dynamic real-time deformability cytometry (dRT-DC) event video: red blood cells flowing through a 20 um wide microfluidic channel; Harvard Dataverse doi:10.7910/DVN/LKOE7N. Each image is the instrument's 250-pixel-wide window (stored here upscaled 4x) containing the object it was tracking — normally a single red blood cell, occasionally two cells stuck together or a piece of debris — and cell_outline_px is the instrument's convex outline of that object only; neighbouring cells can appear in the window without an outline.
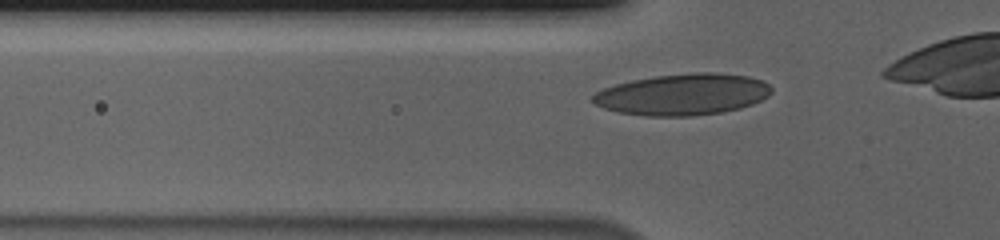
{"species": "human", "species_latin": "Homo sapiens", "temperature_condition": "cold", "stored_images_in_passage": 32, "camera_frame_rate_fps": 3000, "um_per_image_px": 0.085, "donor": {"sex": "male"}, "frame": {"image": 1, "passage_image": 5, "time_ms": 1.333, "image_size_px": [1000, 240], "cell_outline_px": [[772, 92], [768, 96], [752, 104], [740, 108], [724, 112], [692, 116], [644, 116], [620, 112], [604, 108], [596, 104], [592, 100], [592, 96], [596, 92], [604, 88], [616, 84], [632, 80], [656, 76], [692, 72], [712, 72], [748, 76], [764, 80], [772, 88]], "centroid_in_image_um": [58.07, 8.02], "position_along_channel_um": 67.7, "area_um2": 43.18}}
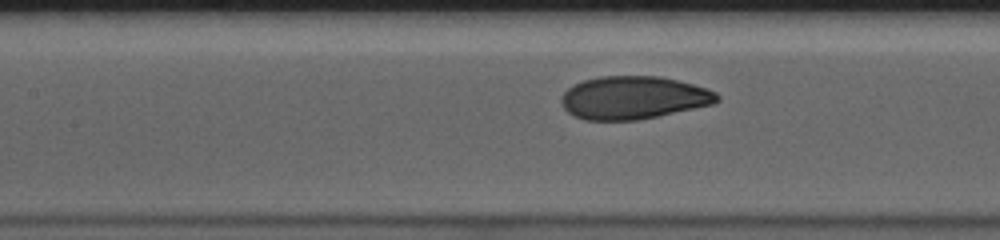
{"frame": {"image": 2, "passage_image": 12, "time_ms": 3.667, "image_size_px": [1000, 240], "cell_outline_px": [[720, 100], [712, 104], [656, 116], [636, 120], [584, 120], [568, 112], [564, 108], [560, 100], [564, 92], [568, 88], [584, 80], [600, 76], [660, 76], [708, 88], [716, 92], [720, 96]], "centroid_in_image_um": [53.84, 8.3], "position_along_channel_um": 153.6, "area_um2": 38.73}}
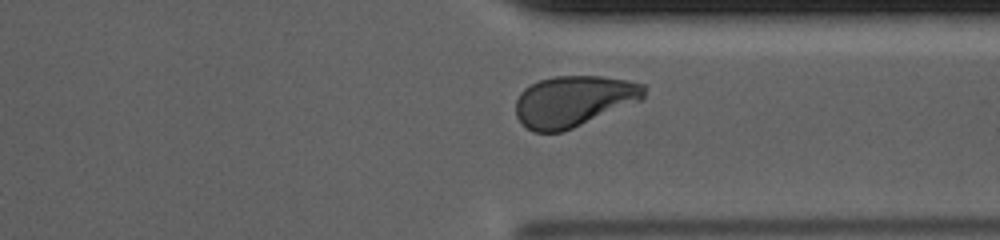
{"frame": {"image": 3, "passage_image": 29, "time_ms": 9.333, "image_size_px": [1000, 240], "cell_outline_px": [[644, 96], [640, 100], [564, 132], [532, 132], [516, 116], [516, 100], [520, 92], [524, 88], [540, 80], [556, 76], [604, 76], [644, 84]], "centroid_in_image_um": [48.72, 8.6], "position_along_channel_um": 362.7, "area_um2": 37.8}}